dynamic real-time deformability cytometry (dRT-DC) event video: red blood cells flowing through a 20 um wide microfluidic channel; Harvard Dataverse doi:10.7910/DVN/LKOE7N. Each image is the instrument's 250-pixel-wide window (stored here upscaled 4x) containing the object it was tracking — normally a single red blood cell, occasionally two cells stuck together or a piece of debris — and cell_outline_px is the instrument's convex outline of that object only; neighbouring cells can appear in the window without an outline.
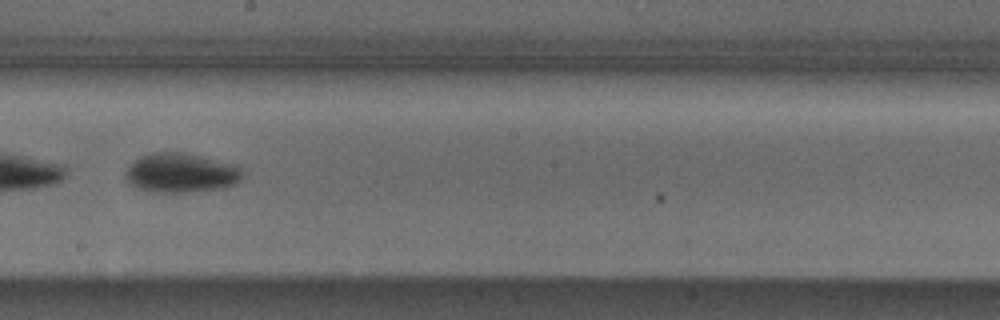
{"species": "Egyptian fruit bat (a non-hibernating species)", "species_latin": "Rousettus aegyptiacus", "temperature_condition": "cold", "stored_images_in_passage": 37, "camera_frame_rate_fps": 3000, "um_per_image_px": 0.085, "animal": {"sex": "male"}, "frame": {"image": 1, "passage_image": 30, "time_ms": 9.667, "image_size_px": [1000, 320], "cell_outline_px": [[240, 180], [236, 184], [224, 188], [188, 192], [152, 192], [136, 188], [124, 176], [128, 168], [140, 156], [152, 152], [184, 152], [236, 164], [240, 168]], "centroid_in_image_um": [15.39, 14.69], "position_along_channel_um": 232.8, "area_um2": 26.82}}